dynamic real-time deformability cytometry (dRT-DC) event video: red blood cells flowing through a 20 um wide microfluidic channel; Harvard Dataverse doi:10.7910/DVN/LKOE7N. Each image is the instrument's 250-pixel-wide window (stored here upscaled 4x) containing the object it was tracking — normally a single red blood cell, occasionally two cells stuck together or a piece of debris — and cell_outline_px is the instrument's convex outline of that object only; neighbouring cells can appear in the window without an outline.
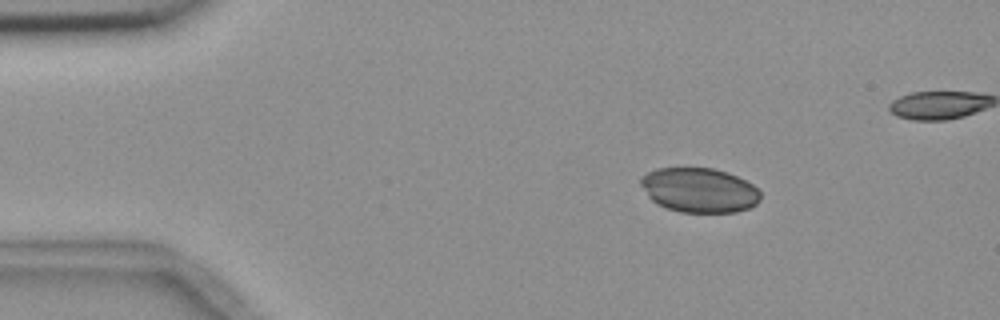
{"species": "common noctule bat (a hibernating species)", "species_latin": "Nyctalus noctula", "temperature_condition": "room temperature", "stored_images_in_passage": 5, "camera_frame_rate_fps": 3000, "um_per_image_px": 0.085, "animal": {"sex": "female", "body_mass_g": 18.4}, "frame": {"image": 1, "passage_image": 2, "time_ms": 1.333, "image_size_px": [1000, 320], "cell_outline_px": [[760, 200], [756, 204], [748, 208], [736, 212], [680, 212], [656, 204], [648, 196], [640, 184], [640, 180], [648, 172], [656, 168], [712, 168], [728, 172], [752, 184], [760, 192]], "centroid_in_image_um": [59.43, 16.16], "position_along_channel_um": 25.6, "area_um2": 30.98}}